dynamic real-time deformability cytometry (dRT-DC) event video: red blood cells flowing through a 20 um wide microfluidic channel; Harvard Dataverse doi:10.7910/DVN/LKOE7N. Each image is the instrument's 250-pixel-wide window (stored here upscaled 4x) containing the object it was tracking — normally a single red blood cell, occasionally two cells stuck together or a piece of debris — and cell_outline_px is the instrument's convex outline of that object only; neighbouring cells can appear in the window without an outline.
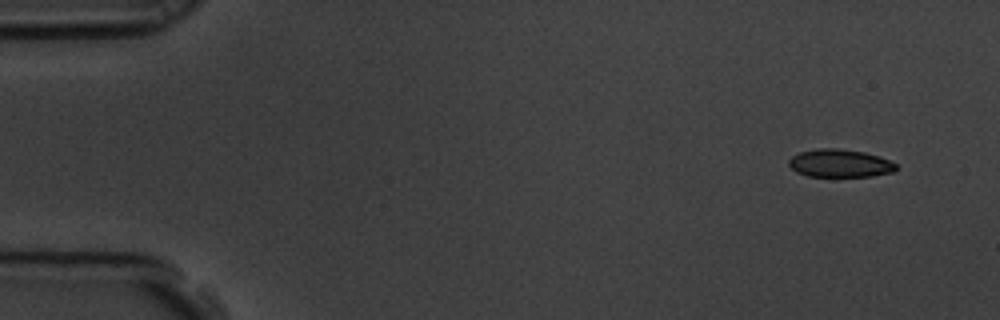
{"species": "common noctule bat (a hibernating species)", "species_latin": "Nyctalus noctula", "temperature_condition": "room temperature", "stored_images_in_passage": 6, "camera_frame_rate_fps": 3000, "um_per_image_px": 0.085, "animal": {"sex": "male", "body_mass_g": 19.5, "forearm_length_mm": 54.6}, "frame": {"image": 1, "passage_image": 1, "time_ms": 0.0, "image_size_px": [1000, 320], "cell_outline_px": [[896, 168], [892, 172], [872, 176], [808, 176], [796, 172], [788, 164], [788, 160], [792, 156], [800, 152], [816, 148], [836, 148], [864, 152], [880, 156], [896, 164]], "centroid_in_image_um": [71.36, 13.87], "position_along_channel_um": 13.6, "area_um2": 17.4}}
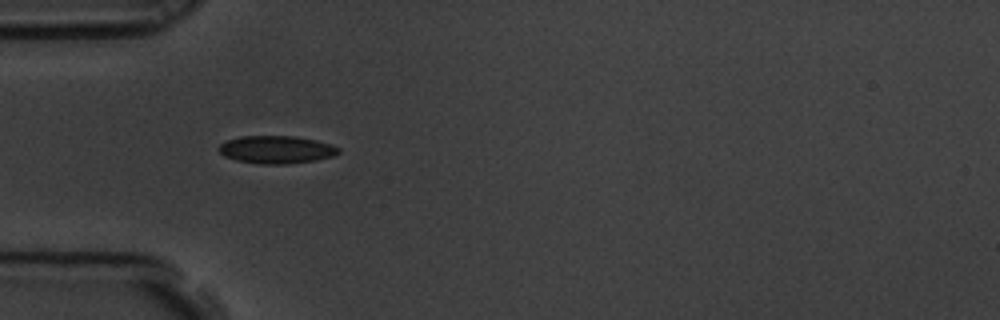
{"frame": {"image": 2, "passage_image": 5, "time_ms": 1.333, "image_size_px": [1000, 320], "cell_outline_px": [[340, 152], [332, 156], [316, 160], [288, 164], [260, 164], [236, 160], [224, 156], [216, 148], [220, 144], [228, 140], [240, 136], [296, 136], [316, 140], [332, 144], [340, 148]], "centroid_in_image_um": [23.49, 12.71], "position_along_channel_um": 61.5, "area_um2": 19.48}}
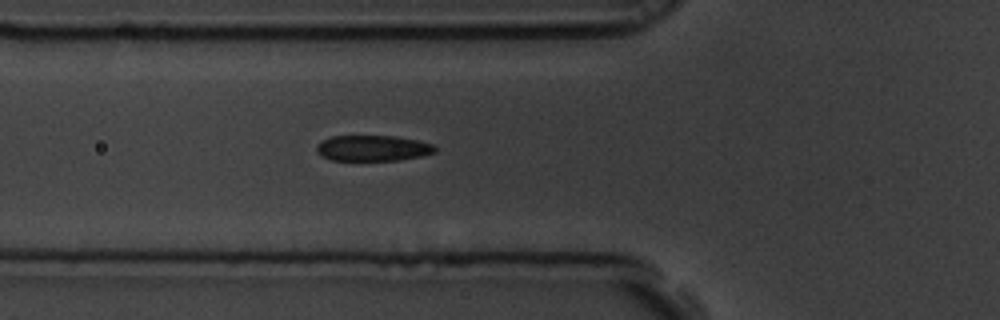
{"frame": {"image": 3, "passage_image": 6, "time_ms": 1.667, "image_size_px": [1000, 320], "cell_outline_px": [[436, 152], [420, 156], [396, 160], [332, 160], [320, 156], [316, 152], [316, 144], [332, 136], [392, 136], [416, 140], [432, 144], [436, 148]], "centroid_in_image_um": [31.64, 12.59], "position_along_channel_um": 94.2, "area_um2": 17.63}}